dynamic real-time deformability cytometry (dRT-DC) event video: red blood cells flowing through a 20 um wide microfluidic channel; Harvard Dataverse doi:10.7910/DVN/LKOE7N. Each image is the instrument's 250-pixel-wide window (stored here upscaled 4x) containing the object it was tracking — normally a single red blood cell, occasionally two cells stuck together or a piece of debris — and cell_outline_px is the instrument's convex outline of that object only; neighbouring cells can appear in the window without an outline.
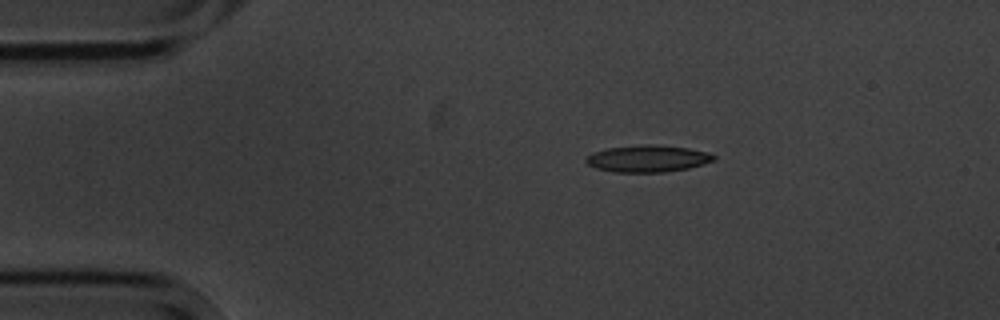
{"species": "common noctule bat (a hibernating species)", "species_latin": "Nyctalus noctula", "temperature_condition": "cold", "stored_images_in_passage": 6, "camera_frame_rate_fps": 3000, "um_per_image_px": 0.085, "animal": {"sex": "male", "body_mass_g": 20.1, "forearm_length_mm": 53.5}, "frame": {"image": 1, "passage_image": 1, "time_ms": 0.0, "image_size_px": [1000, 320], "cell_outline_px": [[716, 160], [704, 164], [688, 168], [664, 172], [616, 172], [596, 168], [588, 164], [584, 160], [592, 152], [608, 148], [644, 144], [652, 144], [688, 148], [708, 152], [716, 156]], "centroid_in_image_um": [55.08, 13.48], "position_along_channel_um": 29.9, "area_um2": 20.0}}
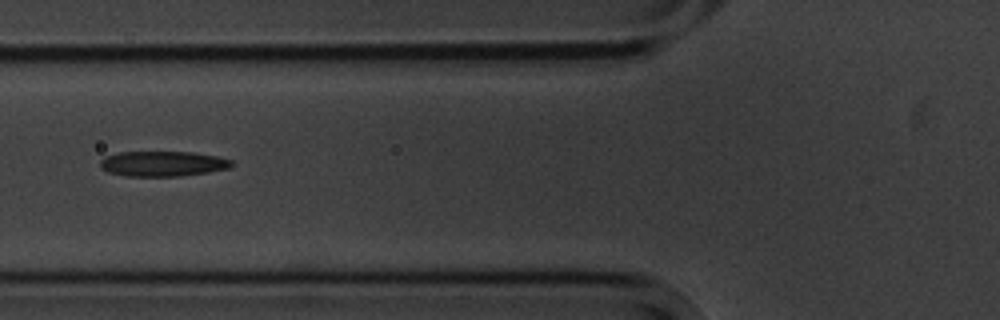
{"frame": {"image": 2, "passage_image": 4, "time_ms": 3.667, "image_size_px": [1000, 320], "cell_outline_px": [[232, 164], [228, 168], [208, 172], [180, 176], [124, 176], [108, 172], [100, 168], [100, 160], [104, 156], [120, 152], [192, 152], [216, 156], [232, 160]], "centroid_in_image_um": [13.78, 13.91], "position_along_channel_um": 112.0, "area_um2": 19.31}}
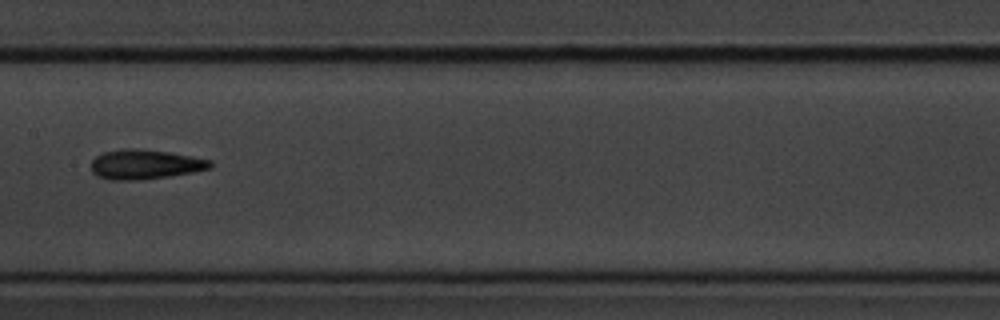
{"frame": {"image": 3, "passage_image": 6, "time_ms": 6.0, "image_size_px": [1000, 320], "cell_outline_px": [[212, 168], [192, 172], [168, 176], [140, 180], [108, 180], [96, 176], [92, 172], [92, 160], [96, 156], [104, 152], [120, 148], [136, 148], [168, 152], [192, 156], [212, 160]], "centroid_in_image_um": [12.31, 13.97], "position_along_channel_um": 195.1, "area_um2": 20.69}}